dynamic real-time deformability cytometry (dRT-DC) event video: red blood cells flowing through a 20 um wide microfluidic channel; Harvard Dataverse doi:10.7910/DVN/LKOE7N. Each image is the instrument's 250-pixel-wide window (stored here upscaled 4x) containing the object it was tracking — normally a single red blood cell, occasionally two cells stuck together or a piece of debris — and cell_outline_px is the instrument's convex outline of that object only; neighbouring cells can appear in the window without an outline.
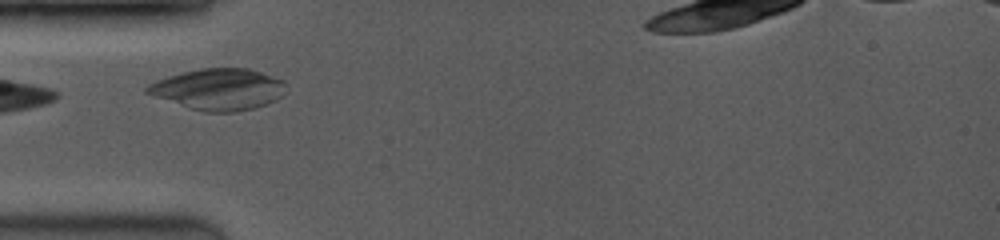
{"species": "common noctule bat (a hibernating species)", "species_latin": "Nyctalus noctula", "temperature_condition": "room temperature", "stored_images_in_passage": 4, "camera_frame_rate_fps": 3500, "um_per_image_px": 0.085, "animal": {"sex": "female", "body_mass_g": 19.0, "forearm_length_mm": 53.3}, "frame": {"image": 1, "passage_image": 2, "time_ms": 0.286, "image_size_px": [1000, 240], "cell_outline_px": [[288, 84], [284, 92], [276, 100], [268, 104], [256, 108], [236, 112], [204, 112], [188, 108], [144, 92], [144, 88], [148, 84], [156, 80], [168, 76], [200, 68], [248, 68], [284, 80]], "centroid_in_image_um": [18.6, 7.59], "position_along_channel_um": 66.4, "area_um2": 33.64}}